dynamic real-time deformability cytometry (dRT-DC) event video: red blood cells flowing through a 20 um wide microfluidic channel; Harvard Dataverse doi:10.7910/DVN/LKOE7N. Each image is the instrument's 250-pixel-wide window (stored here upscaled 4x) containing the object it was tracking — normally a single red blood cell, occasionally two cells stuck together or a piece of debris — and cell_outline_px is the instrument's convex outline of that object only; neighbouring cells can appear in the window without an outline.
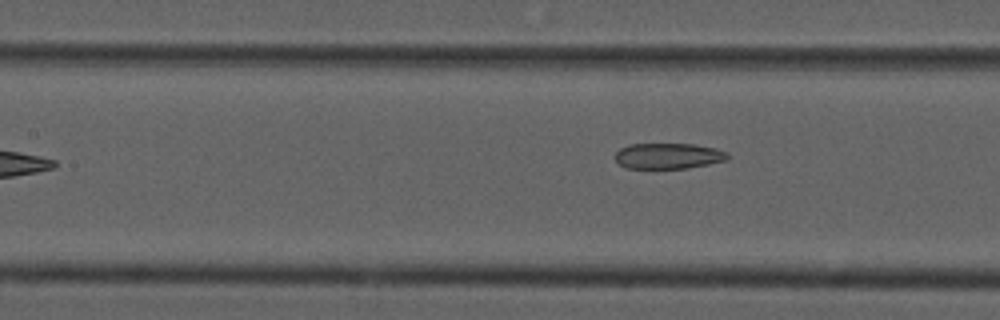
{"species": "common noctule bat (a hibernating species)", "species_latin": "Nyctalus noctula", "temperature_condition": "cold", "stored_images_in_passage": 7, "camera_frame_rate_fps": 3000, "um_per_image_px": 0.085, "animal": {"sex": "male", "forearm_length_mm": 52.5}, "frame": {"image": 1, "passage_image": 7, "time_ms": 2.0, "image_size_px": [1000, 320], "cell_outline_px": [[728, 160], [688, 168], [628, 168], [620, 164], [616, 160], [616, 152], [620, 148], [628, 144], [696, 144], [716, 148], [728, 152]], "centroid_in_image_um": [56.84, 13.24], "position_along_channel_um": 150.6, "area_um2": 16.88}}